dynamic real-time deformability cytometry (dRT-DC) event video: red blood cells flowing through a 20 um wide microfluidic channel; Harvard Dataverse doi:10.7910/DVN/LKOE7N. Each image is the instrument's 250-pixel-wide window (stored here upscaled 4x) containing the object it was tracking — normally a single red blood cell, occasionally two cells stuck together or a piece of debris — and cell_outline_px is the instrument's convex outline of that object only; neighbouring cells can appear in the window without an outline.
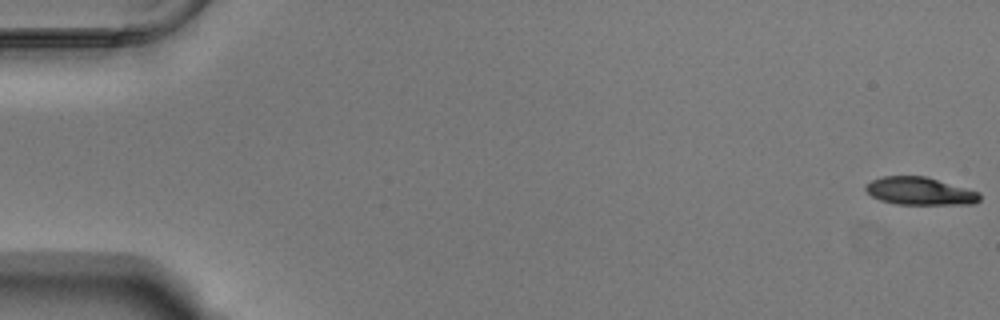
{"species": "Egyptian fruit bat (a non-hibernating species)", "species_latin": "Rousettus aegyptiacus", "temperature_condition": "warm", "stored_images_in_passage": 9, "camera_frame_rate_fps": 3000, "um_per_image_px": 0.085, "animal": {"sex": "male"}, "frame": {"image": 1, "passage_image": 1, "time_ms": 0.0, "image_size_px": [1000, 320], "cell_outline_px": [[980, 200], [972, 204], [896, 204], [880, 200], [872, 196], [864, 188], [864, 184], [872, 180], [884, 176], [928, 176], [980, 192]], "centroid_in_image_um": [78.19, 16.23], "position_along_channel_um": 6.8, "area_um2": 18.55}}